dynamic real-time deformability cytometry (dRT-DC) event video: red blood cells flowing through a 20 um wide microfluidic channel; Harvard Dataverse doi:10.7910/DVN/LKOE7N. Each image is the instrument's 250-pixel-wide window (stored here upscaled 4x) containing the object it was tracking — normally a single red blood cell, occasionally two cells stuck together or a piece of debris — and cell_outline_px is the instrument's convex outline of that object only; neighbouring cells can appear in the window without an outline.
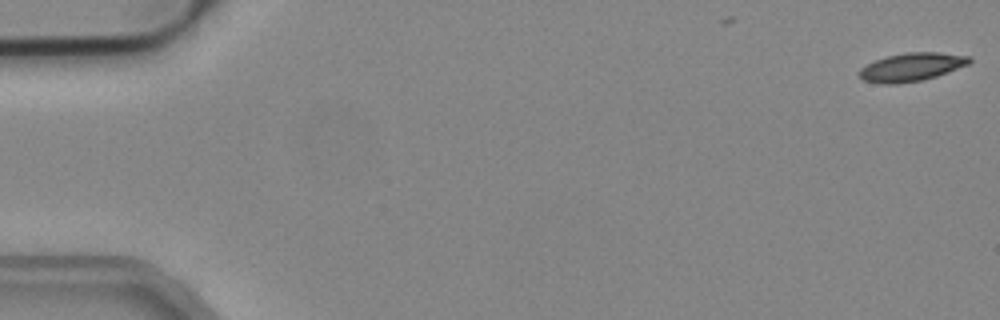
{"species": "common noctule bat (a hibernating species)", "species_latin": "Nyctalus noctula", "temperature_condition": "cold", "stored_images_in_passage": 9, "camera_frame_rate_fps": 3000, "um_per_image_px": 0.085, "animal": {"sex": "male", "body_mass_g": 19.2, "forearm_length_mm": 51.8}, "frame": {"image": 1, "passage_image": 1, "time_ms": 0.0, "image_size_px": [1000, 320], "cell_outline_px": [[972, 60], [968, 64], [936, 76], [920, 80], [896, 84], [880, 84], [864, 80], [856, 72], [860, 68], [876, 60], [888, 56], [904, 52], [940, 52], [972, 56]], "centroid_in_image_um": [77.47, 5.69], "position_along_channel_um": 7.5, "area_um2": 18.09}}